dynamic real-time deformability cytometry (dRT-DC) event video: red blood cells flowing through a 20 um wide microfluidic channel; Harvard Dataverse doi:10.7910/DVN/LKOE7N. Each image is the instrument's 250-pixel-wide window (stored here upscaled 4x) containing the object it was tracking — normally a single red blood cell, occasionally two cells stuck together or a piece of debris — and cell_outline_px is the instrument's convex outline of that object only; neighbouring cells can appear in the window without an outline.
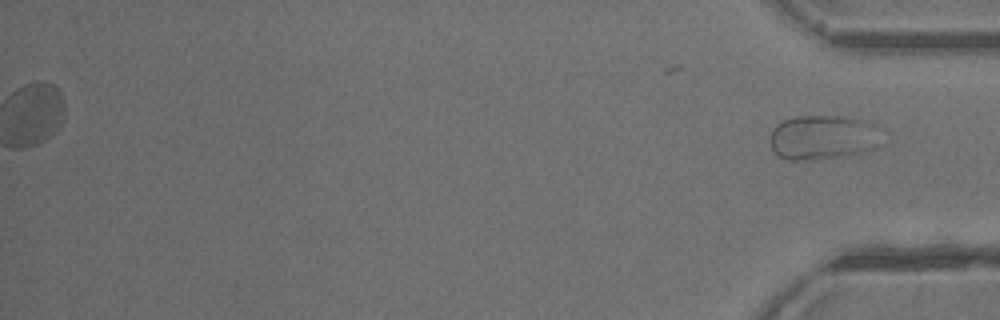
{"species": "common noctule bat (a hibernating species)", "species_latin": "Nyctalus noctula", "temperature_condition": "warm", "stored_images_in_passage": 32, "segment_of_instrument_passage": [2, 2], "camera_frame_rate_fps": 3000, "um_per_image_px": 0.085, "animal": {"sex": "male", "body_mass_g": 13.3}, "frame": {"image": 1, "passage_image": 32, "time_ms": 10.333, "image_size_px": [1000, 320], "cell_outline_px": [[884, 144], [876, 148], [860, 152], [840, 156], [804, 160], [788, 160], [780, 156], [772, 148], [768, 140], [776, 124], [784, 120], [796, 116], [852, 116], [876, 124], [880, 128]], "centroid_in_image_um": [70.02, 11.65], "position_along_channel_um": 365.2, "area_um2": 29.48}}